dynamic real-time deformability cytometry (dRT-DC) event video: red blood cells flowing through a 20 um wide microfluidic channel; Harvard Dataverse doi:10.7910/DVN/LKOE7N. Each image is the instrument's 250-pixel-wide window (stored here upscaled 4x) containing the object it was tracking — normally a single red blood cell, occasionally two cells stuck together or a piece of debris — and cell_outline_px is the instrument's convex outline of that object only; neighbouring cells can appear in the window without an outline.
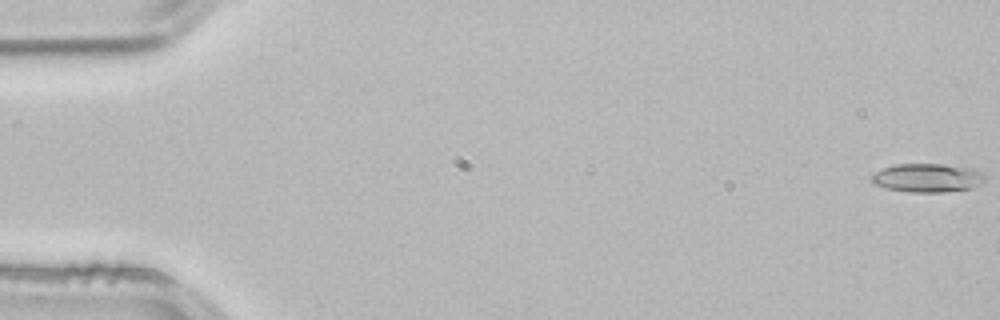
{"species": "common noctule bat (a hibernating species)", "species_latin": "Nyctalus noctula", "temperature_condition": "room temperature", "stored_images_in_passage": 54, "camera_frame_rate_fps": 3000, "um_per_image_px": 0.085, "animal": {"sex": "male", "body_mass_g": 21.5, "forearm_length_mm": 52.0}, "frame": {"image": 1, "passage_image": 1, "time_ms": 0.0, "image_size_px": [1000, 320], "cell_outline_px": [[984, 180], [980, 184], [972, 188], [944, 192], [908, 192], [888, 188], [876, 184], [868, 176], [884, 168], [896, 164], [940, 164], [976, 168], [984, 176]], "centroid_in_image_um": [78.85, 15.11], "position_along_channel_um": 6.2, "area_um2": 18.84}}
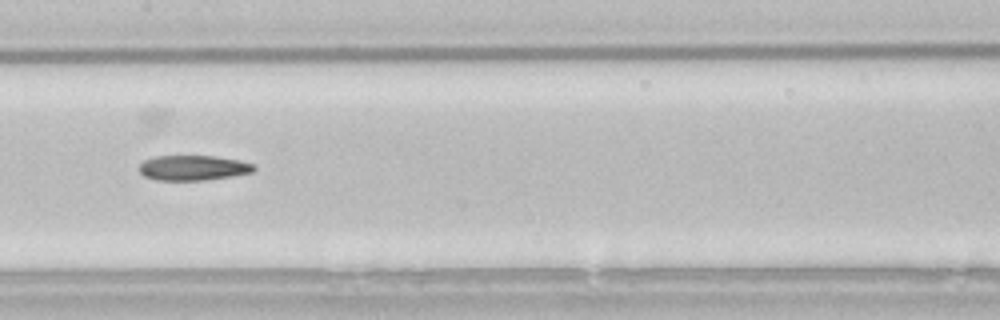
{"frame": {"image": 2, "passage_image": 27, "time_ms": 8.667, "image_size_px": [1000, 320], "cell_outline_px": [[256, 168], [252, 172], [232, 176], [204, 180], [156, 180], [144, 176], [140, 172], [140, 164], [144, 160], [156, 156], [216, 156], [240, 160], [252, 164]], "centroid_in_image_um": [16.41, 14.26], "position_along_channel_um": 191.0, "area_um2": 16.7}}
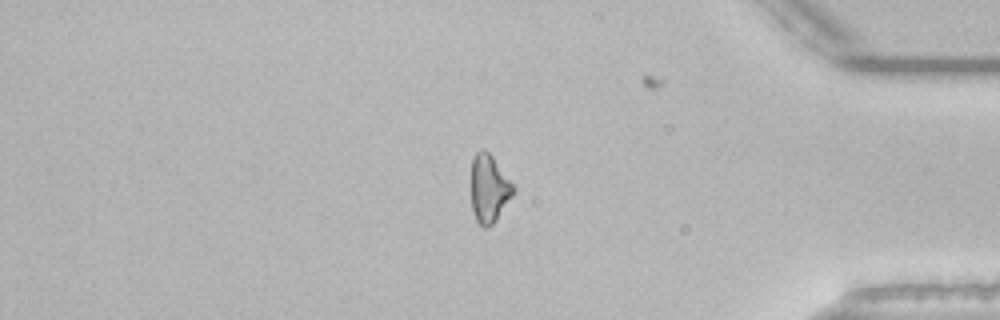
{"frame": {"image": 3, "passage_image": 45, "time_ms": 14.667, "image_size_px": [1000, 320], "cell_outline_px": [[516, 188], [512, 196], [496, 220], [492, 224], [484, 228], [476, 220], [472, 212], [472, 160], [476, 152], [480, 148], [484, 148], [492, 156]], "centroid_in_image_um": [41.57, 16.02], "position_along_channel_um": 393.6, "area_um2": 16.53}, "authors_computed_cell_mechanics": {"area_um2": 17.4845, "velocity_mm_per_s": 3.8555, "shape_relaxation_time_tau1_ms": 7.5487, "shape_relaxation_time_tau2_ms": null, "deformation_change_tau1": 0.1833, "deformation_change_tau2": null}}